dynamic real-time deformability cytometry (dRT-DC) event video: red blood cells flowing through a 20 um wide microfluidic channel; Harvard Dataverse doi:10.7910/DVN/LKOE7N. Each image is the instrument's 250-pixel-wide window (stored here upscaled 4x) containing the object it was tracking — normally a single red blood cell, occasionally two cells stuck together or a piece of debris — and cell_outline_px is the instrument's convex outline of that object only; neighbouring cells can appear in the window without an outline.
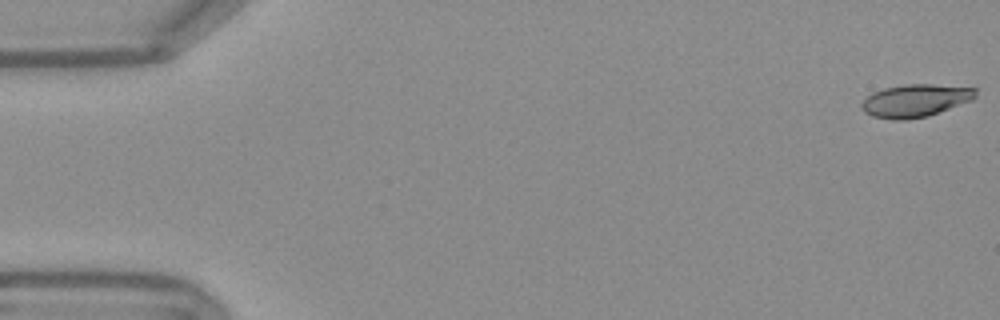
{"species": "Egyptian fruit bat (a non-hibernating species)", "species_latin": "Rousettus aegyptiacus", "temperature_condition": "warm", "stored_images_in_passage": 10, "camera_frame_rate_fps": 3000, "um_per_image_px": 0.085, "frame": {"image": 1, "passage_image": 1, "time_ms": 0.0, "image_size_px": [1000, 320], "cell_outline_px": [[976, 96], [972, 100], [928, 116], [908, 120], [892, 120], [872, 116], [864, 112], [860, 108], [860, 104], [872, 92], [884, 88], [904, 84], [932, 84], [976, 88]], "centroid_in_image_um": [77.77, 8.56], "position_along_channel_um": 7.2, "area_um2": 21.85}}